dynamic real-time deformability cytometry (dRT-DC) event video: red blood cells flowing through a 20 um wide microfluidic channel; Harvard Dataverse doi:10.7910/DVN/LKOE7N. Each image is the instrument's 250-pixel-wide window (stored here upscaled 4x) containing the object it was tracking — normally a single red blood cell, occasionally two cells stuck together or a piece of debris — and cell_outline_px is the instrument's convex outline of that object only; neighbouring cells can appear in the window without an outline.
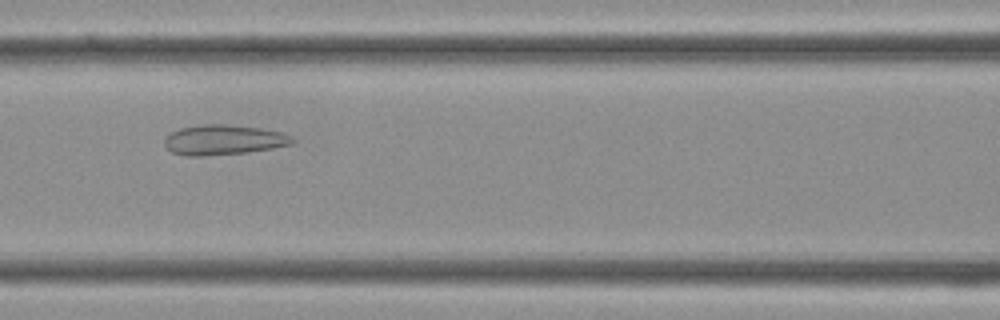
{"species": "Egyptian fruit bat (a non-hibernating species)", "species_latin": "Rousettus aegyptiacus", "temperature_condition": "cold", "stored_images_in_passage": 36, "camera_frame_rate_fps": 3000, "um_per_image_px": 0.085, "frame": {"image": 1, "passage_image": 15, "time_ms": 4.667, "image_size_px": [1000, 320], "cell_outline_px": [[296, 140], [292, 144], [272, 148], [248, 152], [200, 156], [188, 156], [172, 152], [164, 144], [164, 140], [172, 132], [180, 128], [204, 124], [224, 124], [260, 128], [280, 132], [292, 136]], "centroid_in_image_um": [19.02, 11.89], "position_along_channel_um": 147.6, "area_um2": 22.2}}
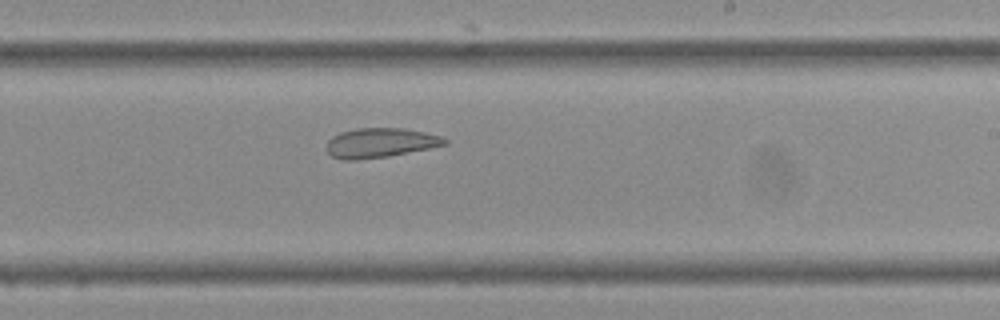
{"frame": {"image": 2, "passage_image": 21, "time_ms": 6.667, "image_size_px": [1000, 320], "cell_outline_px": [[448, 144], [388, 156], [356, 160], [340, 160], [332, 156], [324, 148], [328, 140], [332, 136], [340, 132], [356, 128], [404, 128], [424, 132], [440, 136], [448, 140]], "centroid_in_image_um": [32.26, 12.14], "position_along_channel_um": 256.7, "area_um2": 20.4}}
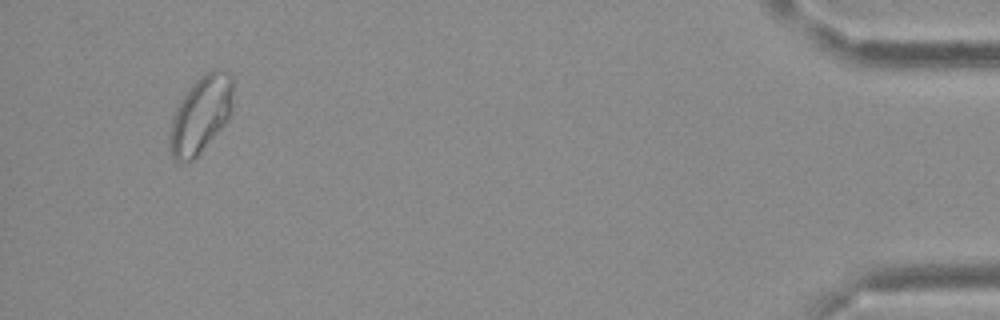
{"frame": {"image": 3, "passage_image": 34, "time_ms": 11.0, "image_size_px": [1000, 320], "cell_outline_px": [[232, 112], [228, 120], [196, 156], [192, 160], [176, 160], [172, 156], [168, 148], [168, 136], [172, 120], [176, 108], [180, 100], [188, 88], [204, 72], [212, 68], [224, 68], [232, 72]], "centroid_in_image_um": [17.08, 9.66], "position_along_channel_um": 418.1, "area_um2": 28.61}}